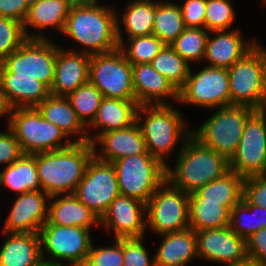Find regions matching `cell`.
<instances>
[{
	"mask_svg": "<svg viewBox=\"0 0 266 266\" xmlns=\"http://www.w3.org/2000/svg\"><path fill=\"white\" fill-rule=\"evenodd\" d=\"M230 105L266 109V50L259 43L228 68Z\"/></svg>",
	"mask_w": 266,
	"mask_h": 266,
	"instance_id": "5",
	"label": "cell"
},
{
	"mask_svg": "<svg viewBox=\"0 0 266 266\" xmlns=\"http://www.w3.org/2000/svg\"><path fill=\"white\" fill-rule=\"evenodd\" d=\"M226 266H257V263L251 258L246 257L244 260L232 264H226Z\"/></svg>",
	"mask_w": 266,
	"mask_h": 266,
	"instance_id": "50",
	"label": "cell"
},
{
	"mask_svg": "<svg viewBox=\"0 0 266 266\" xmlns=\"http://www.w3.org/2000/svg\"><path fill=\"white\" fill-rule=\"evenodd\" d=\"M60 196V197H59ZM48 204V222L57 226H78L91 229L94 224L100 225V219L74 194L54 195Z\"/></svg>",
	"mask_w": 266,
	"mask_h": 266,
	"instance_id": "27",
	"label": "cell"
},
{
	"mask_svg": "<svg viewBox=\"0 0 266 266\" xmlns=\"http://www.w3.org/2000/svg\"><path fill=\"white\" fill-rule=\"evenodd\" d=\"M189 228L194 231L229 226L231 211L222 202L205 201L196 192L189 194Z\"/></svg>",
	"mask_w": 266,
	"mask_h": 266,
	"instance_id": "30",
	"label": "cell"
},
{
	"mask_svg": "<svg viewBox=\"0 0 266 266\" xmlns=\"http://www.w3.org/2000/svg\"><path fill=\"white\" fill-rule=\"evenodd\" d=\"M208 34L205 28L186 27L170 46L188 63L202 62Z\"/></svg>",
	"mask_w": 266,
	"mask_h": 266,
	"instance_id": "39",
	"label": "cell"
},
{
	"mask_svg": "<svg viewBox=\"0 0 266 266\" xmlns=\"http://www.w3.org/2000/svg\"><path fill=\"white\" fill-rule=\"evenodd\" d=\"M185 28L180 5L169 1L156 2L153 35L165 45H171Z\"/></svg>",
	"mask_w": 266,
	"mask_h": 266,
	"instance_id": "34",
	"label": "cell"
},
{
	"mask_svg": "<svg viewBox=\"0 0 266 266\" xmlns=\"http://www.w3.org/2000/svg\"><path fill=\"white\" fill-rule=\"evenodd\" d=\"M74 195L100 219L110 203L120 195L114 165L93 156Z\"/></svg>",
	"mask_w": 266,
	"mask_h": 266,
	"instance_id": "14",
	"label": "cell"
},
{
	"mask_svg": "<svg viewBox=\"0 0 266 266\" xmlns=\"http://www.w3.org/2000/svg\"><path fill=\"white\" fill-rule=\"evenodd\" d=\"M246 255L257 264L266 262V228H262L246 239Z\"/></svg>",
	"mask_w": 266,
	"mask_h": 266,
	"instance_id": "47",
	"label": "cell"
},
{
	"mask_svg": "<svg viewBox=\"0 0 266 266\" xmlns=\"http://www.w3.org/2000/svg\"><path fill=\"white\" fill-rule=\"evenodd\" d=\"M8 128L19 141L24 154L56 151L70 147L74 141L70 139L61 143L67 136L47 121L36 107H16L12 109Z\"/></svg>",
	"mask_w": 266,
	"mask_h": 266,
	"instance_id": "7",
	"label": "cell"
},
{
	"mask_svg": "<svg viewBox=\"0 0 266 266\" xmlns=\"http://www.w3.org/2000/svg\"><path fill=\"white\" fill-rule=\"evenodd\" d=\"M257 266H266V262L265 263H259V264H257Z\"/></svg>",
	"mask_w": 266,
	"mask_h": 266,
	"instance_id": "53",
	"label": "cell"
},
{
	"mask_svg": "<svg viewBox=\"0 0 266 266\" xmlns=\"http://www.w3.org/2000/svg\"><path fill=\"white\" fill-rule=\"evenodd\" d=\"M36 108L47 121L60 128L68 138L81 134L74 143L89 142V134H86L88 129L78 118L67 97L50 94Z\"/></svg>",
	"mask_w": 266,
	"mask_h": 266,
	"instance_id": "24",
	"label": "cell"
},
{
	"mask_svg": "<svg viewBox=\"0 0 266 266\" xmlns=\"http://www.w3.org/2000/svg\"><path fill=\"white\" fill-rule=\"evenodd\" d=\"M170 105H140L136 116L147 151L166 167L165 155L169 156L179 138L185 141L191 135V131L185 132L187 123L181 113ZM141 112L146 116L143 122Z\"/></svg>",
	"mask_w": 266,
	"mask_h": 266,
	"instance_id": "4",
	"label": "cell"
},
{
	"mask_svg": "<svg viewBox=\"0 0 266 266\" xmlns=\"http://www.w3.org/2000/svg\"><path fill=\"white\" fill-rule=\"evenodd\" d=\"M150 64L178 91L184 86L192 67L170 45H165Z\"/></svg>",
	"mask_w": 266,
	"mask_h": 266,
	"instance_id": "36",
	"label": "cell"
},
{
	"mask_svg": "<svg viewBox=\"0 0 266 266\" xmlns=\"http://www.w3.org/2000/svg\"><path fill=\"white\" fill-rule=\"evenodd\" d=\"M49 258L43 259L41 258L35 266H65L62 265L61 262L48 260Z\"/></svg>",
	"mask_w": 266,
	"mask_h": 266,
	"instance_id": "51",
	"label": "cell"
},
{
	"mask_svg": "<svg viewBox=\"0 0 266 266\" xmlns=\"http://www.w3.org/2000/svg\"><path fill=\"white\" fill-rule=\"evenodd\" d=\"M180 8L185 27L205 28L206 0H185Z\"/></svg>",
	"mask_w": 266,
	"mask_h": 266,
	"instance_id": "45",
	"label": "cell"
},
{
	"mask_svg": "<svg viewBox=\"0 0 266 266\" xmlns=\"http://www.w3.org/2000/svg\"><path fill=\"white\" fill-rule=\"evenodd\" d=\"M218 110L191 134L230 161L240 143L246 121L256 110L244 105H228Z\"/></svg>",
	"mask_w": 266,
	"mask_h": 266,
	"instance_id": "6",
	"label": "cell"
},
{
	"mask_svg": "<svg viewBox=\"0 0 266 266\" xmlns=\"http://www.w3.org/2000/svg\"><path fill=\"white\" fill-rule=\"evenodd\" d=\"M118 21L119 19L117 14V41L119 49L131 65L150 63L165 46V44L157 36L149 35L128 38L129 44H127V48L124 44L122 36L123 32L121 31V26Z\"/></svg>",
	"mask_w": 266,
	"mask_h": 266,
	"instance_id": "35",
	"label": "cell"
},
{
	"mask_svg": "<svg viewBox=\"0 0 266 266\" xmlns=\"http://www.w3.org/2000/svg\"><path fill=\"white\" fill-rule=\"evenodd\" d=\"M198 73L189 72L179 90L178 102L207 108L230 105V86L227 68L205 66Z\"/></svg>",
	"mask_w": 266,
	"mask_h": 266,
	"instance_id": "15",
	"label": "cell"
},
{
	"mask_svg": "<svg viewBox=\"0 0 266 266\" xmlns=\"http://www.w3.org/2000/svg\"><path fill=\"white\" fill-rule=\"evenodd\" d=\"M66 97L78 118L88 128L96 117L99 105L104 98L101 92L88 81Z\"/></svg>",
	"mask_w": 266,
	"mask_h": 266,
	"instance_id": "38",
	"label": "cell"
},
{
	"mask_svg": "<svg viewBox=\"0 0 266 266\" xmlns=\"http://www.w3.org/2000/svg\"><path fill=\"white\" fill-rule=\"evenodd\" d=\"M89 233L90 229L57 226L47 221L39 231L42 258L45 259L47 253L51 261H68L70 266L85 265L92 246Z\"/></svg>",
	"mask_w": 266,
	"mask_h": 266,
	"instance_id": "12",
	"label": "cell"
},
{
	"mask_svg": "<svg viewBox=\"0 0 266 266\" xmlns=\"http://www.w3.org/2000/svg\"><path fill=\"white\" fill-rule=\"evenodd\" d=\"M143 237L123 238V266H155L142 242Z\"/></svg>",
	"mask_w": 266,
	"mask_h": 266,
	"instance_id": "43",
	"label": "cell"
},
{
	"mask_svg": "<svg viewBox=\"0 0 266 266\" xmlns=\"http://www.w3.org/2000/svg\"><path fill=\"white\" fill-rule=\"evenodd\" d=\"M27 39L23 23L0 16V63Z\"/></svg>",
	"mask_w": 266,
	"mask_h": 266,
	"instance_id": "40",
	"label": "cell"
},
{
	"mask_svg": "<svg viewBox=\"0 0 266 266\" xmlns=\"http://www.w3.org/2000/svg\"><path fill=\"white\" fill-rule=\"evenodd\" d=\"M188 200L189 194L166 180L146 204L147 226L158 235L188 229Z\"/></svg>",
	"mask_w": 266,
	"mask_h": 266,
	"instance_id": "11",
	"label": "cell"
},
{
	"mask_svg": "<svg viewBox=\"0 0 266 266\" xmlns=\"http://www.w3.org/2000/svg\"><path fill=\"white\" fill-rule=\"evenodd\" d=\"M229 171V161L225 157L204 146L191 134L182 142L175 168L166 167V180L173 187L191 194Z\"/></svg>",
	"mask_w": 266,
	"mask_h": 266,
	"instance_id": "3",
	"label": "cell"
},
{
	"mask_svg": "<svg viewBox=\"0 0 266 266\" xmlns=\"http://www.w3.org/2000/svg\"><path fill=\"white\" fill-rule=\"evenodd\" d=\"M71 5L70 0H31L28 14L23 22L27 38L46 39L43 35L28 33L29 25L38 29L54 27L63 32Z\"/></svg>",
	"mask_w": 266,
	"mask_h": 266,
	"instance_id": "25",
	"label": "cell"
},
{
	"mask_svg": "<svg viewBox=\"0 0 266 266\" xmlns=\"http://www.w3.org/2000/svg\"><path fill=\"white\" fill-rule=\"evenodd\" d=\"M243 197L251 205L266 208V174L245 178Z\"/></svg>",
	"mask_w": 266,
	"mask_h": 266,
	"instance_id": "44",
	"label": "cell"
},
{
	"mask_svg": "<svg viewBox=\"0 0 266 266\" xmlns=\"http://www.w3.org/2000/svg\"><path fill=\"white\" fill-rule=\"evenodd\" d=\"M12 109L13 107L9 103L6 94L0 85V116L2 117L8 114V120H10Z\"/></svg>",
	"mask_w": 266,
	"mask_h": 266,
	"instance_id": "49",
	"label": "cell"
},
{
	"mask_svg": "<svg viewBox=\"0 0 266 266\" xmlns=\"http://www.w3.org/2000/svg\"><path fill=\"white\" fill-rule=\"evenodd\" d=\"M138 107L136 100L103 98L96 117L88 126L98 128L99 132L94 136H88L89 142L92 143L100 134L124 129L134 124Z\"/></svg>",
	"mask_w": 266,
	"mask_h": 266,
	"instance_id": "23",
	"label": "cell"
},
{
	"mask_svg": "<svg viewBox=\"0 0 266 266\" xmlns=\"http://www.w3.org/2000/svg\"><path fill=\"white\" fill-rule=\"evenodd\" d=\"M244 178L229 171L223 177L201 186L196 193L205 201L222 202L230 211L243 198Z\"/></svg>",
	"mask_w": 266,
	"mask_h": 266,
	"instance_id": "32",
	"label": "cell"
},
{
	"mask_svg": "<svg viewBox=\"0 0 266 266\" xmlns=\"http://www.w3.org/2000/svg\"><path fill=\"white\" fill-rule=\"evenodd\" d=\"M89 81L104 98L136 100L132 65L119 48L108 53L91 55Z\"/></svg>",
	"mask_w": 266,
	"mask_h": 266,
	"instance_id": "10",
	"label": "cell"
},
{
	"mask_svg": "<svg viewBox=\"0 0 266 266\" xmlns=\"http://www.w3.org/2000/svg\"><path fill=\"white\" fill-rule=\"evenodd\" d=\"M2 185L18 195L41 190L34 154H23L13 164L0 171V186Z\"/></svg>",
	"mask_w": 266,
	"mask_h": 266,
	"instance_id": "31",
	"label": "cell"
},
{
	"mask_svg": "<svg viewBox=\"0 0 266 266\" xmlns=\"http://www.w3.org/2000/svg\"><path fill=\"white\" fill-rule=\"evenodd\" d=\"M0 85L13 108L36 107L51 94L44 83L33 77H14V73H0Z\"/></svg>",
	"mask_w": 266,
	"mask_h": 266,
	"instance_id": "29",
	"label": "cell"
},
{
	"mask_svg": "<svg viewBox=\"0 0 266 266\" xmlns=\"http://www.w3.org/2000/svg\"><path fill=\"white\" fill-rule=\"evenodd\" d=\"M135 99L138 105H168L164 97L179 99V91L150 63L132 65ZM154 102V103H153Z\"/></svg>",
	"mask_w": 266,
	"mask_h": 266,
	"instance_id": "20",
	"label": "cell"
},
{
	"mask_svg": "<svg viewBox=\"0 0 266 266\" xmlns=\"http://www.w3.org/2000/svg\"><path fill=\"white\" fill-rule=\"evenodd\" d=\"M93 156L90 142L34 154L41 190L50 197L64 192L74 194Z\"/></svg>",
	"mask_w": 266,
	"mask_h": 266,
	"instance_id": "1",
	"label": "cell"
},
{
	"mask_svg": "<svg viewBox=\"0 0 266 266\" xmlns=\"http://www.w3.org/2000/svg\"><path fill=\"white\" fill-rule=\"evenodd\" d=\"M91 55L81 51L68 50L57 46L55 77L50 93L55 96H68L79 86L89 81Z\"/></svg>",
	"mask_w": 266,
	"mask_h": 266,
	"instance_id": "19",
	"label": "cell"
},
{
	"mask_svg": "<svg viewBox=\"0 0 266 266\" xmlns=\"http://www.w3.org/2000/svg\"><path fill=\"white\" fill-rule=\"evenodd\" d=\"M235 17L231 0H206L205 29L207 31L227 30Z\"/></svg>",
	"mask_w": 266,
	"mask_h": 266,
	"instance_id": "41",
	"label": "cell"
},
{
	"mask_svg": "<svg viewBox=\"0 0 266 266\" xmlns=\"http://www.w3.org/2000/svg\"><path fill=\"white\" fill-rule=\"evenodd\" d=\"M163 240L155 256V266H186L197 255V236L194 230L160 235Z\"/></svg>",
	"mask_w": 266,
	"mask_h": 266,
	"instance_id": "26",
	"label": "cell"
},
{
	"mask_svg": "<svg viewBox=\"0 0 266 266\" xmlns=\"http://www.w3.org/2000/svg\"><path fill=\"white\" fill-rule=\"evenodd\" d=\"M0 248V266H35L42 258L39 233H7Z\"/></svg>",
	"mask_w": 266,
	"mask_h": 266,
	"instance_id": "28",
	"label": "cell"
},
{
	"mask_svg": "<svg viewBox=\"0 0 266 266\" xmlns=\"http://www.w3.org/2000/svg\"><path fill=\"white\" fill-rule=\"evenodd\" d=\"M57 45L48 39H27L0 63V73L33 77L49 89L54 81Z\"/></svg>",
	"mask_w": 266,
	"mask_h": 266,
	"instance_id": "9",
	"label": "cell"
},
{
	"mask_svg": "<svg viewBox=\"0 0 266 266\" xmlns=\"http://www.w3.org/2000/svg\"><path fill=\"white\" fill-rule=\"evenodd\" d=\"M23 154L19 141L9 128L6 132H0V165L9 166Z\"/></svg>",
	"mask_w": 266,
	"mask_h": 266,
	"instance_id": "46",
	"label": "cell"
},
{
	"mask_svg": "<svg viewBox=\"0 0 266 266\" xmlns=\"http://www.w3.org/2000/svg\"><path fill=\"white\" fill-rule=\"evenodd\" d=\"M71 4H98V0H70Z\"/></svg>",
	"mask_w": 266,
	"mask_h": 266,
	"instance_id": "52",
	"label": "cell"
},
{
	"mask_svg": "<svg viewBox=\"0 0 266 266\" xmlns=\"http://www.w3.org/2000/svg\"><path fill=\"white\" fill-rule=\"evenodd\" d=\"M102 145V152L96 154V145ZM94 156L112 163L120 158L138 155L147 151L144 136L137 122L131 126L100 134L93 142Z\"/></svg>",
	"mask_w": 266,
	"mask_h": 266,
	"instance_id": "21",
	"label": "cell"
},
{
	"mask_svg": "<svg viewBox=\"0 0 266 266\" xmlns=\"http://www.w3.org/2000/svg\"><path fill=\"white\" fill-rule=\"evenodd\" d=\"M146 203L128 196L119 195L100 218V224L111 230L116 239L144 237L147 220Z\"/></svg>",
	"mask_w": 266,
	"mask_h": 266,
	"instance_id": "16",
	"label": "cell"
},
{
	"mask_svg": "<svg viewBox=\"0 0 266 266\" xmlns=\"http://www.w3.org/2000/svg\"><path fill=\"white\" fill-rule=\"evenodd\" d=\"M30 3L31 0H0V16L23 23L28 14Z\"/></svg>",
	"mask_w": 266,
	"mask_h": 266,
	"instance_id": "48",
	"label": "cell"
},
{
	"mask_svg": "<svg viewBox=\"0 0 266 266\" xmlns=\"http://www.w3.org/2000/svg\"><path fill=\"white\" fill-rule=\"evenodd\" d=\"M50 198L42 190L18 195L5 221L3 232L39 233L48 220L49 206L46 203Z\"/></svg>",
	"mask_w": 266,
	"mask_h": 266,
	"instance_id": "18",
	"label": "cell"
},
{
	"mask_svg": "<svg viewBox=\"0 0 266 266\" xmlns=\"http://www.w3.org/2000/svg\"><path fill=\"white\" fill-rule=\"evenodd\" d=\"M118 178L120 195L148 203L166 181V166L148 151L112 162Z\"/></svg>",
	"mask_w": 266,
	"mask_h": 266,
	"instance_id": "8",
	"label": "cell"
},
{
	"mask_svg": "<svg viewBox=\"0 0 266 266\" xmlns=\"http://www.w3.org/2000/svg\"><path fill=\"white\" fill-rule=\"evenodd\" d=\"M111 247L94 248L93 244L84 266H123V238L115 239Z\"/></svg>",
	"mask_w": 266,
	"mask_h": 266,
	"instance_id": "42",
	"label": "cell"
},
{
	"mask_svg": "<svg viewBox=\"0 0 266 266\" xmlns=\"http://www.w3.org/2000/svg\"><path fill=\"white\" fill-rule=\"evenodd\" d=\"M197 255L207 261L232 264L244 260L246 240L238 236L229 226L195 231Z\"/></svg>",
	"mask_w": 266,
	"mask_h": 266,
	"instance_id": "17",
	"label": "cell"
},
{
	"mask_svg": "<svg viewBox=\"0 0 266 266\" xmlns=\"http://www.w3.org/2000/svg\"><path fill=\"white\" fill-rule=\"evenodd\" d=\"M229 168L244 179L266 174V109L256 110L246 121Z\"/></svg>",
	"mask_w": 266,
	"mask_h": 266,
	"instance_id": "13",
	"label": "cell"
},
{
	"mask_svg": "<svg viewBox=\"0 0 266 266\" xmlns=\"http://www.w3.org/2000/svg\"><path fill=\"white\" fill-rule=\"evenodd\" d=\"M156 3L153 0H133L122 14L128 38L153 35Z\"/></svg>",
	"mask_w": 266,
	"mask_h": 266,
	"instance_id": "33",
	"label": "cell"
},
{
	"mask_svg": "<svg viewBox=\"0 0 266 266\" xmlns=\"http://www.w3.org/2000/svg\"><path fill=\"white\" fill-rule=\"evenodd\" d=\"M116 10L98 4H72L63 34L83 45L89 55L119 48Z\"/></svg>",
	"mask_w": 266,
	"mask_h": 266,
	"instance_id": "2",
	"label": "cell"
},
{
	"mask_svg": "<svg viewBox=\"0 0 266 266\" xmlns=\"http://www.w3.org/2000/svg\"><path fill=\"white\" fill-rule=\"evenodd\" d=\"M252 212L253 220L249 221L244 215ZM229 227L245 240L253 233L266 228V208L251 205L244 197L242 201L231 209Z\"/></svg>",
	"mask_w": 266,
	"mask_h": 266,
	"instance_id": "37",
	"label": "cell"
},
{
	"mask_svg": "<svg viewBox=\"0 0 266 266\" xmlns=\"http://www.w3.org/2000/svg\"><path fill=\"white\" fill-rule=\"evenodd\" d=\"M213 32L216 33V36L211 38V34H208L203 59L208 60L210 62L208 66L211 67L228 69L258 44L255 38L252 42L243 41V36L238 30L210 31L209 33Z\"/></svg>",
	"mask_w": 266,
	"mask_h": 266,
	"instance_id": "22",
	"label": "cell"
}]
</instances>
